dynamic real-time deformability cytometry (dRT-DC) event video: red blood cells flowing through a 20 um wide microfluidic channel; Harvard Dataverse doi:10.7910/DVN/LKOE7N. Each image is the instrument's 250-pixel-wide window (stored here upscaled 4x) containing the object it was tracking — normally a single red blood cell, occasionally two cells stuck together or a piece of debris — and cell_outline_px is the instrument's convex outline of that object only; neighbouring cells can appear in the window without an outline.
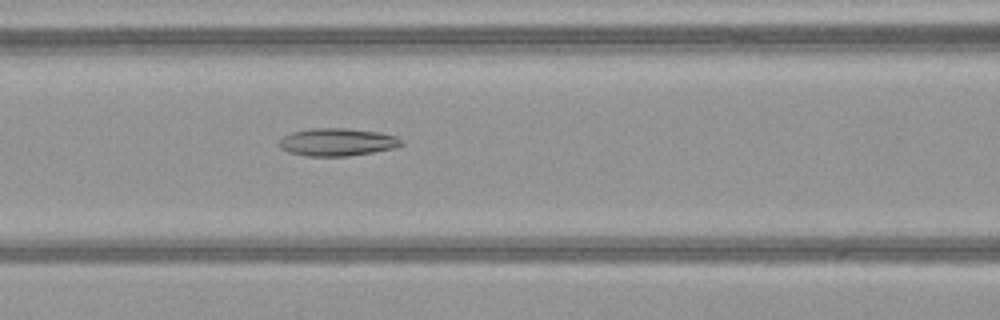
{"species": "common noctule bat (a hibernating species)", "species_latin": "Nyctalus noctula", "temperature_condition": "warm", "stored_images_in_passage": 50, "camera_frame_rate_fps": 3000, "um_per_image_px": 0.085, "animal": {"sex": "female", "body_mass_g": 21.9}, "frame": {"image": 1, "passage_image": 22, "time_ms": 7.0, "image_size_px": [1000, 320], "cell_outline_px": [[404, 144], [392, 148], [372, 152], [348, 156], [304, 156], [288, 152], [280, 148], [276, 144], [276, 140], [292, 132], [312, 128], [344, 128], [376, 132], [396, 136]], "centroid_in_image_um": [28.57, 12.08], "position_along_channel_um": 138.0, "area_um2": 19.71}}
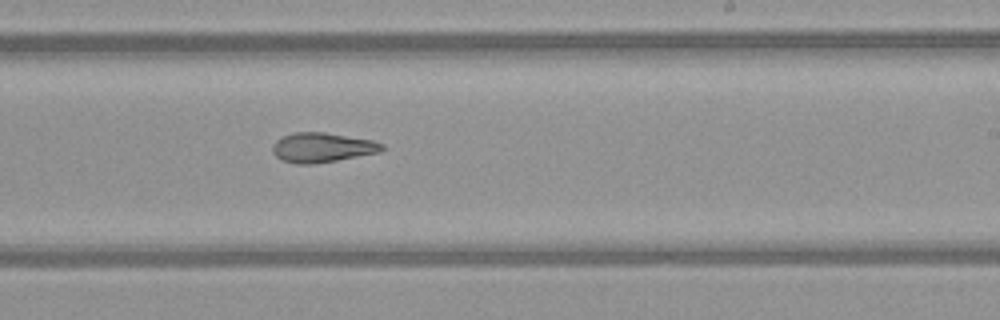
{"frame": {"image": 2, "passage_image": 31, "time_ms": 10.0, "image_size_px": [1000, 320], "cell_outline_px": [[384, 148], [380, 152], [336, 160], [312, 164], [296, 164], [280, 160], [272, 152], [272, 144], [276, 140], [292, 132], [324, 132], [372, 140], [384, 144]], "centroid_in_image_um": [27.35, 12.54], "position_along_channel_um": 261.7, "area_um2": 18.9}}
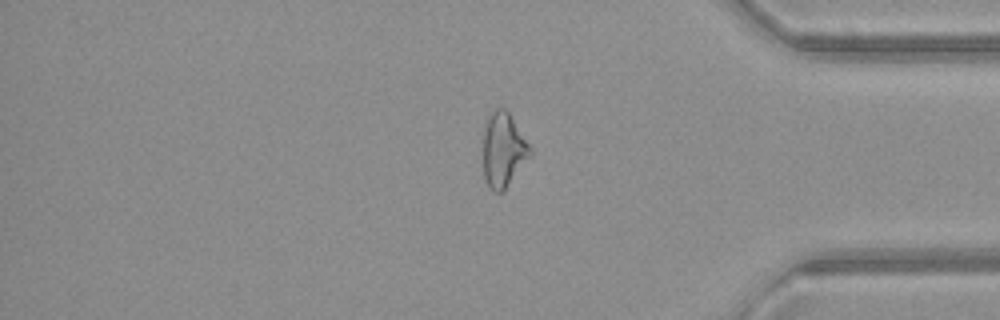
{"frame": {"image": 3, "passage_image": 42, "time_ms": 13.667, "image_size_px": [1000, 320], "cell_outline_px": [[532, 152], [504, 188], [500, 192], [492, 192], [484, 176], [484, 120], [488, 112], [496, 108], [504, 108], [508, 112], [532, 148]], "centroid_in_image_um": [42.74, 12.66], "position_along_channel_um": 392.5, "area_um2": 19.94}, "authors_computed_cell_mechanics": {"area_um2": 21.097, "velocity_mm_per_s": 4.1248, "shape_relaxation_time_tau1_ms": null, "shape_relaxation_time_tau2_ms": 6.1083, "deformation_change_tau1": null, "deformation_change_tau2": 0.1757}}